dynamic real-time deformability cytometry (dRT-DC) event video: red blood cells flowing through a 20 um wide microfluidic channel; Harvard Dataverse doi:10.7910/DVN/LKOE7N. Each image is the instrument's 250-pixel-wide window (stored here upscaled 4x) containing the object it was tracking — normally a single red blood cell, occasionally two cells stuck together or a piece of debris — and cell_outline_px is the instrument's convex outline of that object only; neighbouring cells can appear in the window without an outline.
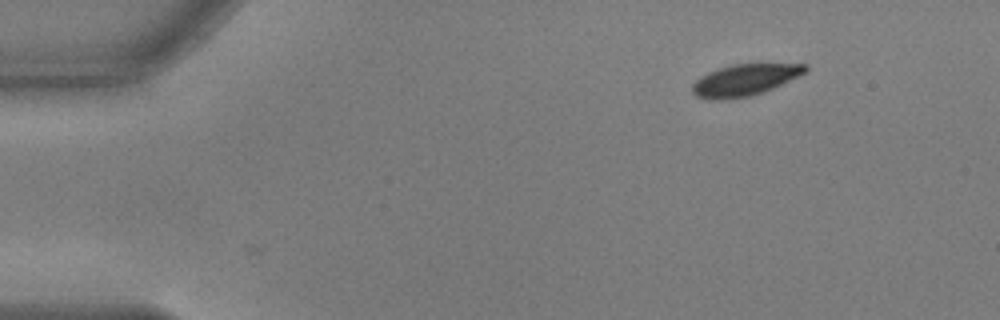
{"species": "common noctule bat (a hibernating species)", "species_latin": "Nyctalus noctula", "temperature_condition": "warm", "stored_images_in_passage": 50, "camera_frame_rate_fps": 3000, "um_per_image_px": 0.085, "animal": {"sex": "male", "body_mass_g": 17.9, "forearm_length_mm": 54.2}, "frame": {"image": 1, "passage_image": 1, "time_ms": 0.0, "image_size_px": [1000, 320], "cell_outline_px": [[808, 72], [764, 92], [748, 96], [720, 100], [716, 100], [696, 96], [692, 92], [692, 84], [700, 76], [708, 72], [732, 64], [808, 64]], "centroid_in_image_um": [63.32, 6.79], "position_along_channel_um": 21.7, "area_um2": 20.69}}
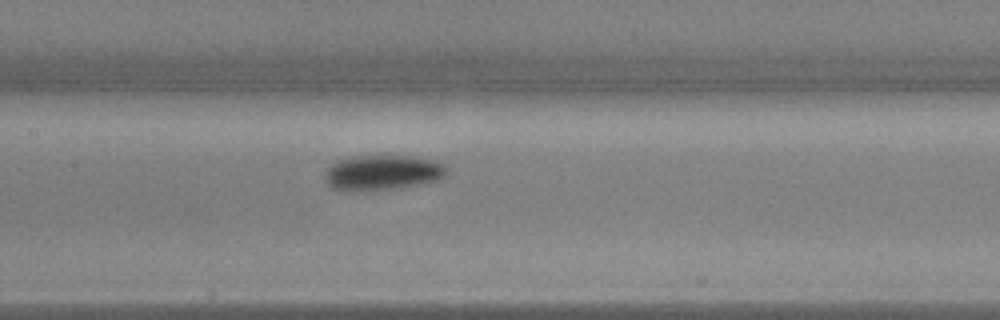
{"frame": {"image": 2, "passage_image": 21, "time_ms": 6.667, "image_size_px": [1000, 320], "cell_outline_px": [[448, 172], [440, 180], [396, 188], [372, 192], [344, 192], [332, 188], [324, 180], [324, 172], [332, 164], [348, 156], [412, 156], [432, 160], [444, 164], [448, 168]], "centroid_in_image_um": [32.47, 14.7], "position_along_channel_um": 174.9, "area_um2": 25.55}}
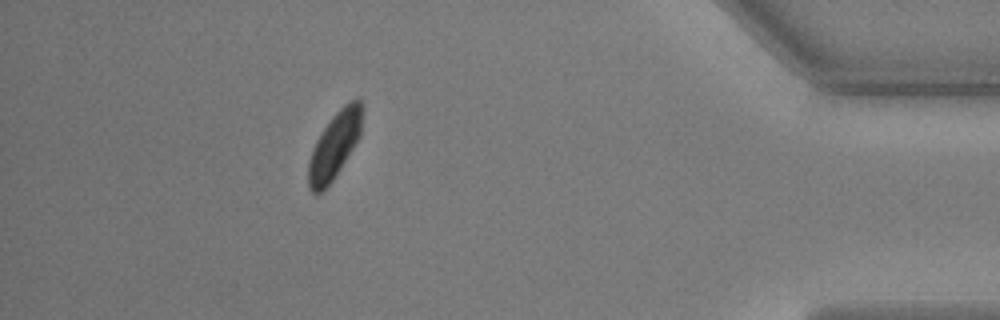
{"frame": {"image": 3, "passage_image": 44, "time_ms": 14.333, "image_size_px": [1000, 320], "cell_outline_px": [[364, 108], [360, 136], [336, 176], [316, 196], [308, 188], [308, 160], [316, 140], [332, 116], [348, 100], [360, 100], [364, 104]], "centroid_in_image_um": [28.45, 12.33], "position_along_channel_um": 406.8, "area_um2": 20.98}, "authors_computed_cell_mechanics": {"area_um2": 22.9177, "velocity_mm_per_s": 3.6344, "shape_relaxation_time_tau1_ms": 2.0996, "shape_relaxation_time_tau2_ms": null, "deformation_change_tau1": 0.1254, "deformation_change_tau2": null}}